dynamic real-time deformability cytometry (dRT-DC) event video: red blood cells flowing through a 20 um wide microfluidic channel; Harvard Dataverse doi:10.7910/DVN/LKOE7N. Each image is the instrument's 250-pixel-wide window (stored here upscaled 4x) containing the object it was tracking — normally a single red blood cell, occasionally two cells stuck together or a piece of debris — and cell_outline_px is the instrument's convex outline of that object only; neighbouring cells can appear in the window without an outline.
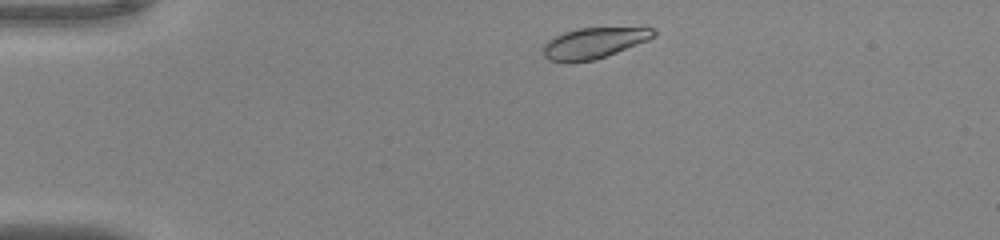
{"species": "common noctule bat (a hibernating species)", "species_latin": "Nyctalus noctula", "temperature_condition": "warm", "stored_images_in_passage": 42, "camera_frame_rate_fps": 3000, "um_per_image_px": 0.085, "animal": {"sex": "male", "body_mass_g": 20.0, "forearm_length_mm": 53.3}, "frame": {"image": 1, "passage_image": 2, "time_ms": 0.333, "image_size_px": [1000, 240], "cell_outline_px": [[656, 36], [648, 40], [616, 52], [592, 60], [548, 60], [544, 56], [544, 44], [548, 40], [564, 32], [580, 28], [656, 28]], "centroid_in_image_um": [50.52, 3.62], "position_along_channel_um": 34.5, "area_um2": 19.07}}
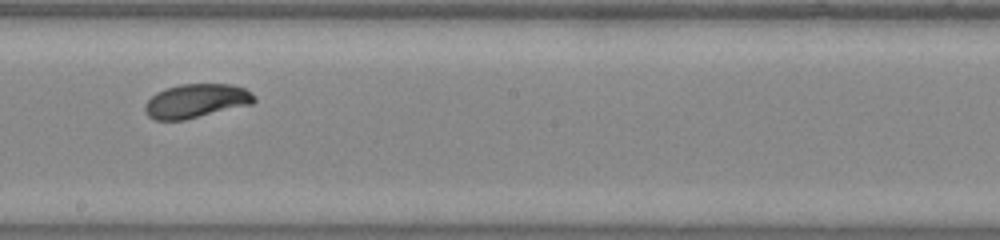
{"frame": {"image": 2, "passage_image": 21, "time_ms": 6.667, "image_size_px": [1000, 240], "cell_outline_px": [[256, 100], [252, 104], [184, 120], [156, 120], [148, 116], [144, 112], [144, 104], [156, 92], [164, 88], [180, 84], [232, 84], [244, 88], [252, 92], [256, 96]], "centroid_in_image_um": [16.67, 8.57], "position_along_channel_um": 231.5, "area_um2": 21.79}}
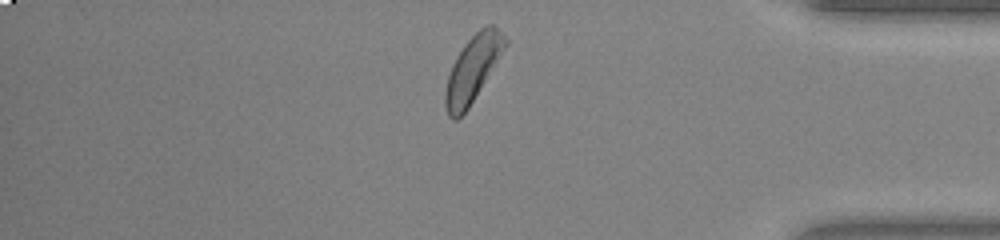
{"frame": {"image": 3, "passage_image": 35, "time_ms": 11.333, "image_size_px": [1000, 240], "cell_outline_px": [[508, 44], [468, 108], [456, 120], [452, 120], [448, 116], [444, 104], [444, 92], [448, 76], [452, 64], [456, 56], [464, 44], [480, 28], [488, 24], [492, 24], [508, 40]], "centroid_in_image_um": [40.16, 5.86], "position_along_channel_um": 395.0, "area_um2": 22.77}, "authors_computed_cell_mechanics": {"area_um2": 21.7906, "velocity_mm_per_s": 4.0068, "shape_relaxation_time_tau1_ms": 1.1227, "shape_relaxation_time_tau2_ms": null, "deformation_change_tau1": 0.0791, "deformation_change_tau2": null}}